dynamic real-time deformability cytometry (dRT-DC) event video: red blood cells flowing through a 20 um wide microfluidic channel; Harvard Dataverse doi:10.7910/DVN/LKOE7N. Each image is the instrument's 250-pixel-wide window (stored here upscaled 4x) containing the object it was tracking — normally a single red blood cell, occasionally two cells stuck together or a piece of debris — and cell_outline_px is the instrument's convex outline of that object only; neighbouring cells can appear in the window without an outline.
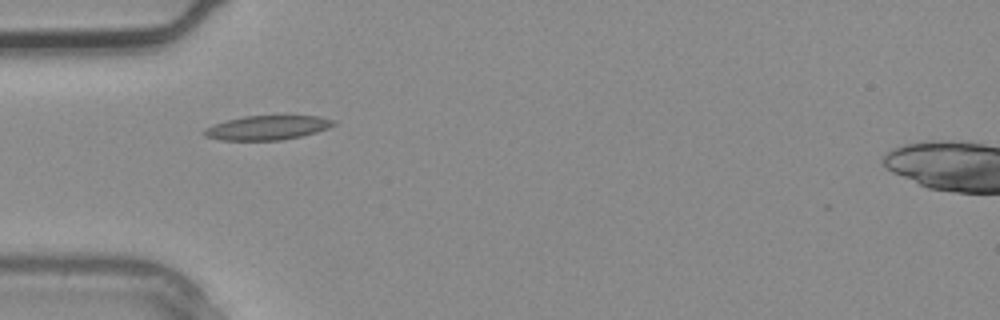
{"species": "common noctule bat (a hibernating species)", "species_latin": "Nyctalus noctula", "temperature_condition": "warm", "stored_images_in_passage": 2, "camera_frame_rate_fps": 3000, "um_per_image_px": 0.085, "animal": {"sex": "male", "body_mass_g": 20.4}, "frame": {"image": 1, "passage_image": 2, "time_ms": 0.333, "image_size_px": [1000, 320], "cell_outline_px": [[336, 124], [328, 128], [316, 132], [300, 136], [280, 140], [220, 140], [204, 136], [200, 132], [204, 128], [228, 120], [244, 116], [320, 116], [336, 120]], "centroid_in_image_um": [22.71, 10.85], "position_along_channel_um": 62.3, "area_um2": 18.26}}